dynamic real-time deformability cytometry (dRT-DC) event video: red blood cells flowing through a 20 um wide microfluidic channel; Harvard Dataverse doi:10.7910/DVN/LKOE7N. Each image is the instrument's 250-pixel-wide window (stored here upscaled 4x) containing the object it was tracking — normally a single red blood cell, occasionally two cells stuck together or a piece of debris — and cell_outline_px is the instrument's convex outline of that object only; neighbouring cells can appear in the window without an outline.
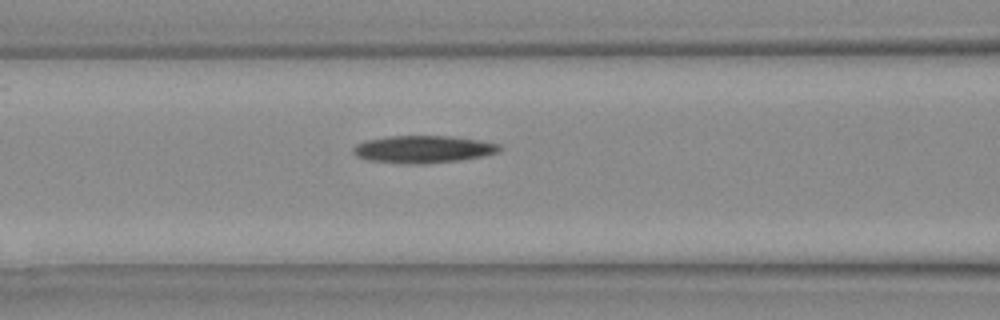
{"species": "Egyptian fruit bat (a non-hibernating species)", "species_latin": "Rousettus aegyptiacus", "temperature_condition": "warm", "stored_images_in_passage": 5, "camera_frame_rate_fps": 3000, "um_per_image_px": 0.085, "animal": {"sex": "female"}, "frame": {"image": 1, "passage_image": 5, "time_ms": 1.333, "image_size_px": [1000, 320], "cell_outline_px": [[504, 148], [500, 152], [484, 156], [460, 160], [428, 164], [412, 164], [368, 160], [356, 156], [352, 152], [352, 148], [356, 144], [368, 140], [388, 136], [448, 136], [476, 140], [500, 144]], "centroid_in_image_um": [35.99, 12.69], "position_along_channel_um": 130.6, "area_um2": 23.41}}